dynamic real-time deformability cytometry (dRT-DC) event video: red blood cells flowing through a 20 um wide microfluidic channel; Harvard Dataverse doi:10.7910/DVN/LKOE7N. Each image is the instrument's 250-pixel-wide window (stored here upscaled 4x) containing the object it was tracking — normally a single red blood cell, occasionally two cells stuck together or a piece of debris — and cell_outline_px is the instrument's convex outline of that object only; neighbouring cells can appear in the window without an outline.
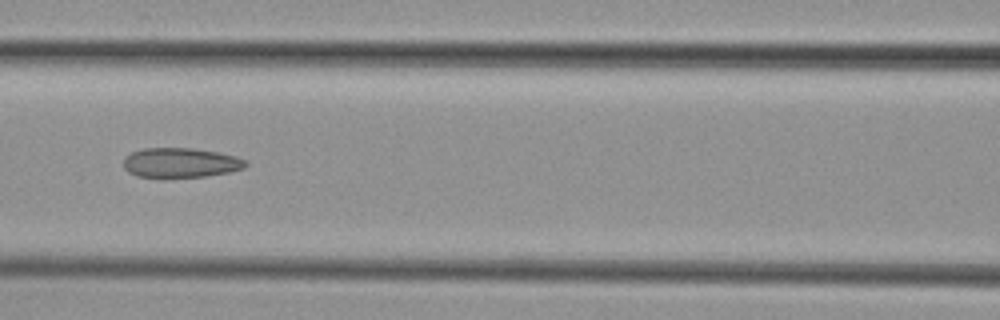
{"species": "common noctule bat (a hibernating species)", "species_latin": "Nyctalus noctula", "temperature_condition": "cold", "stored_images_in_passage": 7, "camera_frame_rate_fps": 3000, "um_per_image_px": 0.085, "animal": {"sex": "female", "body_mass_g": 29.2, "forearm_length_mm": 56.3}, "frame": {"image": 1, "passage_image": 7, "time_ms": 8.0, "image_size_px": [1000, 320], "cell_outline_px": [[248, 164], [244, 168], [228, 172], [204, 176], [164, 180], [160, 180], [136, 176], [128, 172], [124, 168], [124, 156], [132, 152], [144, 148], [192, 148], [216, 152], [236, 156], [244, 160]], "centroid_in_image_um": [15.27, 13.87], "position_along_channel_um": 151.3, "area_um2": 21.79}}